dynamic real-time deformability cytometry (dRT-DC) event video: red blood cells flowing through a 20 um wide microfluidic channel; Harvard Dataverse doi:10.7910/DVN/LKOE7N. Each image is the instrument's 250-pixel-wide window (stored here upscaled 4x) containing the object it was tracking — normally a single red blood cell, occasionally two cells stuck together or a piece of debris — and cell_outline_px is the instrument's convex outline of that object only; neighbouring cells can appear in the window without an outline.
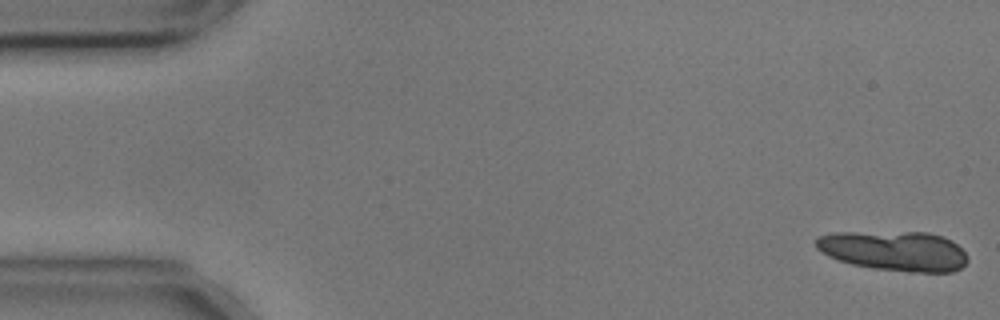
{"species": "common noctule bat (a hibernating species)", "species_latin": "Nyctalus noctula", "temperature_condition": "cold", "stored_images_in_passage": 15, "camera_frame_rate_fps": 3000, "um_per_image_px": 0.085, "animal": {"sex": "male", "body_mass_g": 17.9, "forearm_length_mm": 54.2}, "frame": {"image": 1, "passage_image": 1, "time_ms": 0.0, "image_size_px": [1000, 320], "cell_outline_px": [[968, 260], [960, 268], [952, 272], [908, 272], [872, 268], [852, 264], [828, 256], [820, 252], [816, 248], [816, 240], [820, 236], [836, 232], [928, 232], [944, 236], [952, 240], [968, 256]], "centroid_in_image_um": [76.03, 21.32], "position_along_channel_um": 9.0, "area_um2": 35.37}}